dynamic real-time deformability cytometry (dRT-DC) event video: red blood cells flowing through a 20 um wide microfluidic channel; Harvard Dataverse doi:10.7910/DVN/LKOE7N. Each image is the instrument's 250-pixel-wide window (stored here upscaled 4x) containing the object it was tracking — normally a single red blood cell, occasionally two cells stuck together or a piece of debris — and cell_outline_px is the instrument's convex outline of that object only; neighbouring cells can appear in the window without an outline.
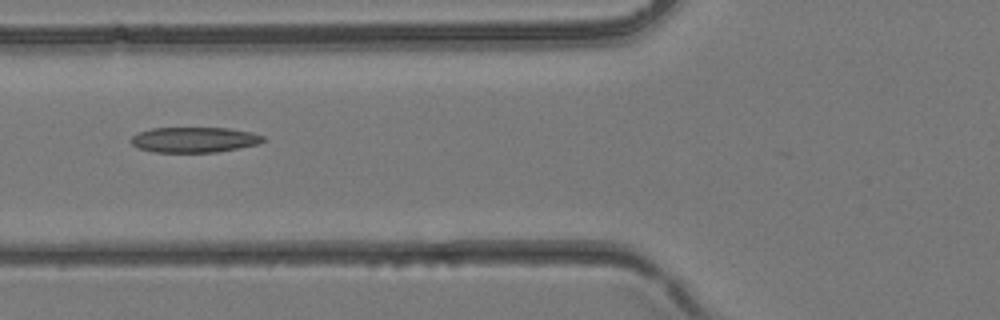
{"species": "common noctule bat (a hibernating species)", "species_latin": "Nyctalus noctula", "temperature_condition": "room temperature", "stored_images_in_passage": 20, "camera_frame_rate_fps": 3000, "um_per_image_px": 0.085, "animal": {"sex": "female", "body_mass_g": 24.6, "forearm_length_mm": 56.2}, "frame": {"image": 1, "passage_image": 16, "time_ms": 5.0, "image_size_px": [1000, 320], "cell_outline_px": [[264, 140], [260, 144], [240, 148], [216, 152], [152, 152], [136, 148], [128, 140], [132, 136], [140, 132], [152, 128], [228, 128], [252, 132], [264, 136]], "centroid_in_image_um": [16.5, 11.88], "position_along_channel_um": 109.3, "area_um2": 19.71}}
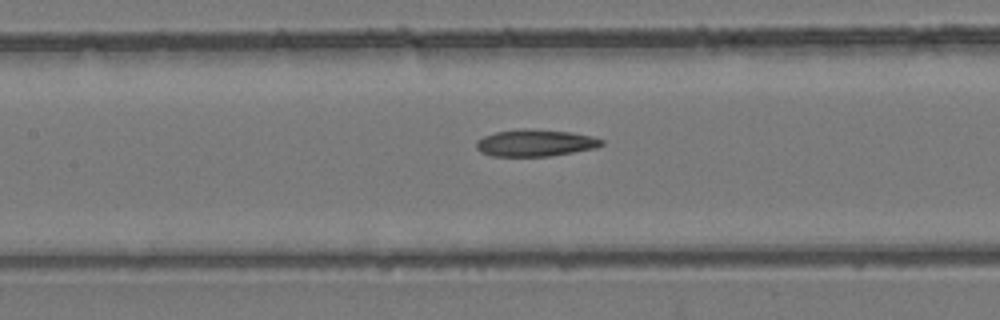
{"frame": {"image": 2, "passage_image": 19, "time_ms": 6.0, "image_size_px": [1000, 320], "cell_outline_px": [[604, 144], [596, 148], [548, 156], [492, 156], [480, 152], [476, 148], [476, 140], [484, 136], [496, 132], [520, 128], [524, 128], [568, 132], [592, 136], [604, 140]], "centroid_in_image_um": [45.47, 12.15], "position_along_channel_um": 161.9, "area_um2": 19.59}}